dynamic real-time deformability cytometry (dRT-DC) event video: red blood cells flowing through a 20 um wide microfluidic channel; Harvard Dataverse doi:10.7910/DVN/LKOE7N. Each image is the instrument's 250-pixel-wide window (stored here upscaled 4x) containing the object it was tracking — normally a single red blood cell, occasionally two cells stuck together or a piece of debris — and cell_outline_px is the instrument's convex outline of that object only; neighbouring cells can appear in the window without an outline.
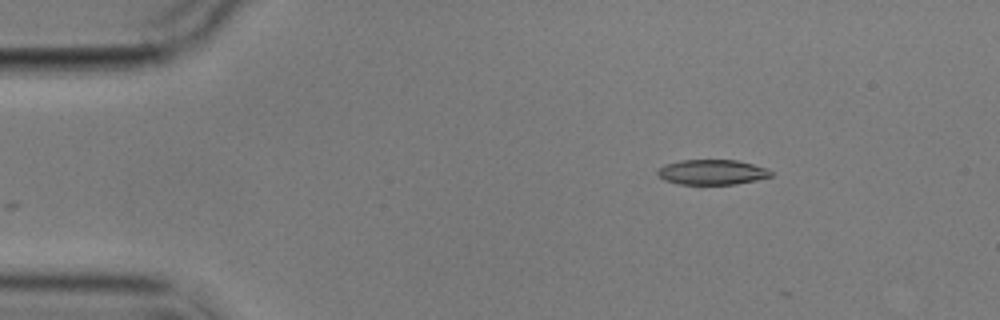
{"species": "common noctule bat (a hibernating species)", "species_latin": "Nyctalus noctula", "temperature_condition": "cold", "stored_images_in_passage": 4, "camera_frame_rate_fps": 3000, "um_per_image_px": 0.085, "animal": {"sex": "male", "body_mass_g": 17.9}, "frame": {"image": 1, "passage_image": 1, "time_ms": 0.0, "image_size_px": [1000, 320], "cell_outline_px": [[772, 176], [756, 180], [736, 184], [680, 184], [664, 180], [656, 172], [664, 164], [680, 160], [736, 160], [768, 168], [772, 172]], "centroid_in_image_um": [60.53, 14.63], "position_along_channel_um": 24.5, "area_um2": 16.53}}